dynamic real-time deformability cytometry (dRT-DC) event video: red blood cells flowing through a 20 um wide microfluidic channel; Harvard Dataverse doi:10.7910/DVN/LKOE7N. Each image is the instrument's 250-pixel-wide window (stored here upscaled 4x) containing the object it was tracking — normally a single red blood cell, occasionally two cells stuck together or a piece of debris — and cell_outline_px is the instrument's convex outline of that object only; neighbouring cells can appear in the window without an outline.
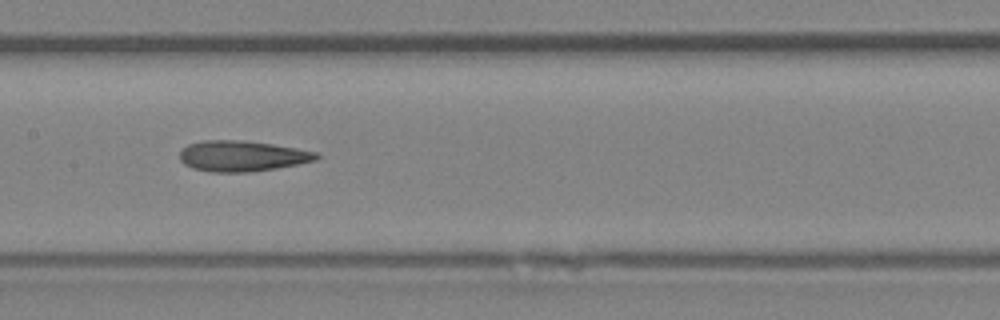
{"species": "Egyptian fruit bat (a non-hibernating species)", "species_latin": "Rousettus aegyptiacus", "temperature_condition": "room temperature", "stored_images_in_passage": 8, "camera_frame_rate_fps": 3000, "um_per_image_px": 0.085, "animal": {"sex": "female"}, "frame": {"image": 1, "passage_image": 7, "time_ms": 8.0, "image_size_px": [1000, 320], "cell_outline_px": [[320, 156], [316, 160], [276, 168], [248, 172], [212, 172], [192, 168], [184, 164], [180, 160], [180, 152], [188, 144], [204, 140], [244, 140], [272, 144], [296, 148], [316, 152]], "centroid_in_image_um": [20.55, 13.26], "position_along_channel_um": 186.8, "area_um2": 24.33}}